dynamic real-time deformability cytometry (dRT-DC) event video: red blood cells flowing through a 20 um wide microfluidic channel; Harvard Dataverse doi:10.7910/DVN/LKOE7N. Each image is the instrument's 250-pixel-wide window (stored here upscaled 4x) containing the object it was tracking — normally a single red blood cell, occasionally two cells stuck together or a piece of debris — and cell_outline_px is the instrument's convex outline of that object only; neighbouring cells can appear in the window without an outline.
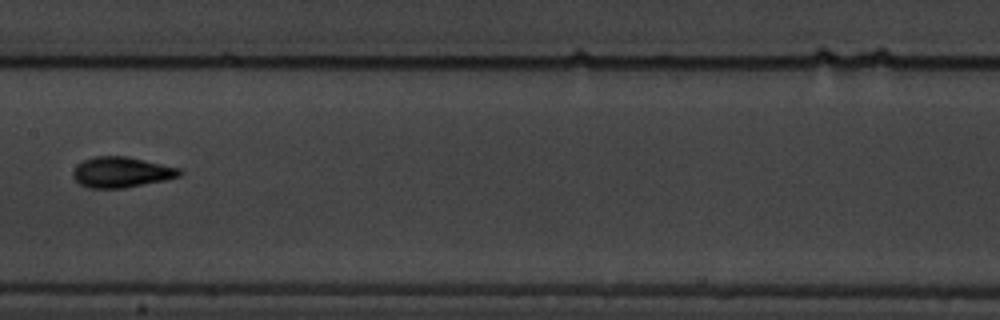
{"species": "common noctule bat (a hibernating species)", "species_latin": "Nyctalus noctula", "temperature_condition": "warm", "stored_images_in_passage": 17, "camera_frame_rate_fps": 3000, "um_per_image_px": 0.085, "animal": {"sex": "male", "body_mass_g": 19.5, "forearm_length_mm": 54.6}, "frame": {"image": 1, "passage_image": 8, "time_ms": 9.333, "image_size_px": [1000, 320], "cell_outline_px": [[184, 172], [180, 176], [164, 180], [124, 188], [88, 188], [80, 184], [72, 176], [72, 172], [76, 164], [84, 160], [96, 156], [128, 156], [180, 168]], "centroid_in_image_um": [10.31, 14.63], "position_along_channel_um": 197.1, "area_um2": 19.07}}
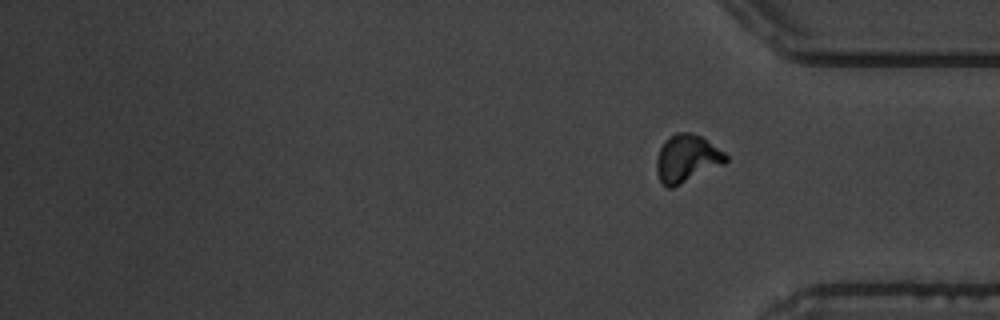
{"frame": {"image": 2, "passage_image": 17, "time_ms": 20.333, "image_size_px": [1000, 320], "cell_outline_px": [[728, 160], [724, 164], [672, 188], [668, 188], [660, 180], [656, 172], [656, 156], [664, 140], [676, 132], [692, 132], [700, 136], [724, 152], [728, 156]], "centroid_in_image_um": [58.36, 13.47], "position_along_channel_um": 376.8, "area_um2": 19.19}, "authors_computed_cell_mechanics": {"area_um2": 19.1896, "velocity_mm_per_s": 3.5451, "shape_relaxation_time_tau1_ms": 1.9343, "shape_relaxation_time_tau2_ms": 1.3715, "deformation_change_tau1": 0.2843, "deformation_change_tau2": 0.0971}}